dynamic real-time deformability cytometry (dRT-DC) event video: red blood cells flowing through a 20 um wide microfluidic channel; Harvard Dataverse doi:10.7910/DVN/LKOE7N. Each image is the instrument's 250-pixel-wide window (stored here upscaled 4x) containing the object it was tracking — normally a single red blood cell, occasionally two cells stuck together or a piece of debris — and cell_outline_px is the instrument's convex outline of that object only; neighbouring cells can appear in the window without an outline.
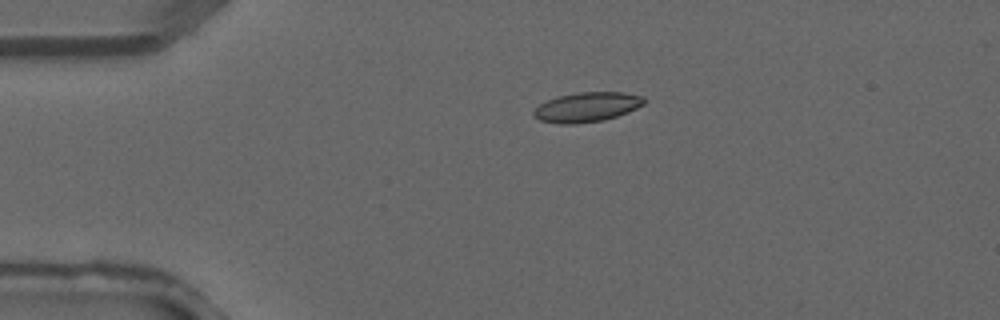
{"species": "common noctule bat (a hibernating species)", "species_latin": "Nyctalus noctula", "temperature_condition": "warm", "stored_images_in_passage": 4, "camera_frame_rate_fps": 3000, "um_per_image_px": 0.085, "animal": {"sex": "male", "forearm_length_mm": 52.5}, "frame": {"image": 1, "passage_image": 4, "time_ms": 1.0, "image_size_px": [1000, 320], "cell_outline_px": [[644, 104], [628, 112], [604, 120], [572, 124], [560, 124], [540, 120], [532, 116], [532, 112], [540, 104], [548, 100], [560, 96], [580, 92], [624, 92], [644, 96]], "centroid_in_image_um": [49.89, 9.1], "position_along_channel_um": 35.1, "area_um2": 18.96}}